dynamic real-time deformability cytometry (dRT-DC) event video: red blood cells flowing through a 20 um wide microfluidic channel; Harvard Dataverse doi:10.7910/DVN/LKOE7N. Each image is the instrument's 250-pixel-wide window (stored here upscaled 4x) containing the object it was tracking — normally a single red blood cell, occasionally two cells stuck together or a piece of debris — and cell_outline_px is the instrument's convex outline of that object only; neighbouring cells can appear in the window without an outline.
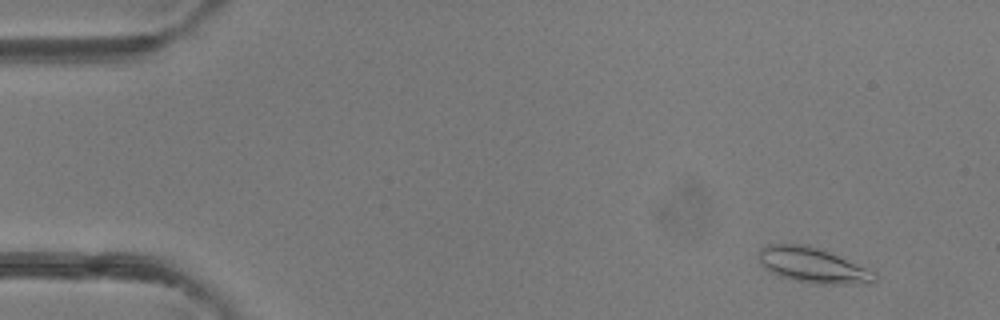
{"species": "common noctule bat (a hibernating species)", "species_latin": "Nyctalus noctula", "temperature_condition": "room temperature", "stored_images_in_passage": 5, "camera_frame_rate_fps": 3000, "um_per_image_px": 0.085, "animal": {"sex": "female"}, "frame": {"image": 1, "passage_image": 2, "time_ms": 0.333, "image_size_px": [1000, 320], "cell_outline_px": [[880, 276], [872, 284], [812, 284], [792, 280], [776, 276], [764, 268], [760, 264], [760, 248], [768, 244], [808, 244], [828, 252], [876, 272]], "centroid_in_image_um": [69.1, 22.57], "position_along_channel_um": 15.9, "area_um2": 24.1}}